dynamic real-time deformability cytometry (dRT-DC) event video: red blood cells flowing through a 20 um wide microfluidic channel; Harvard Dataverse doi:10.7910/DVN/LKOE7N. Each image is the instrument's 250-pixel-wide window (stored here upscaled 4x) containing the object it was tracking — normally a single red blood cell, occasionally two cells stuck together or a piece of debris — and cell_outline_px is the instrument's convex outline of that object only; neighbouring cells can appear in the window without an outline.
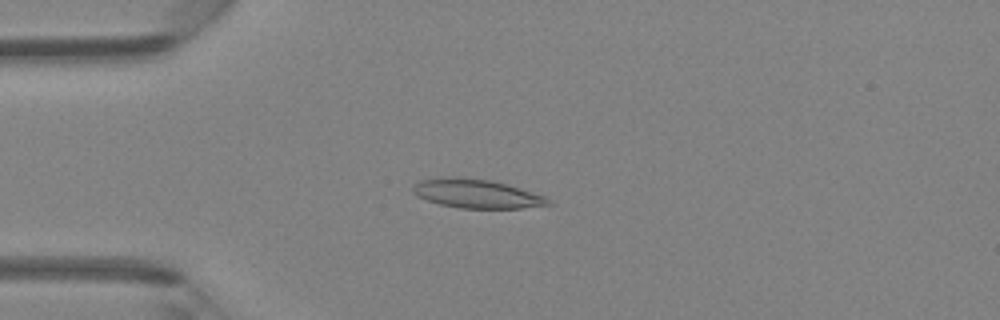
{"species": "Egyptian fruit bat (a non-hibernating species)", "species_latin": "Rousettus aegyptiacus", "temperature_condition": "room temperature", "stored_images_in_passage": 45, "camera_frame_rate_fps": 3000, "um_per_image_px": 0.085, "animal": {"sex": "female"}, "frame": {"image": 1, "passage_image": 11, "time_ms": 3.333, "image_size_px": [1000, 320], "cell_outline_px": [[552, 204], [520, 208], [460, 208], [440, 204], [416, 196], [412, 192], [412, 188], [420, 180], [440, 176], [464, 176], [492, 180], [508, 184], [544, 196]], "centroid_in_image_um": [40.45, 16.43], "position_along_channel_um": 44.5, "area_um2": 22.95}}
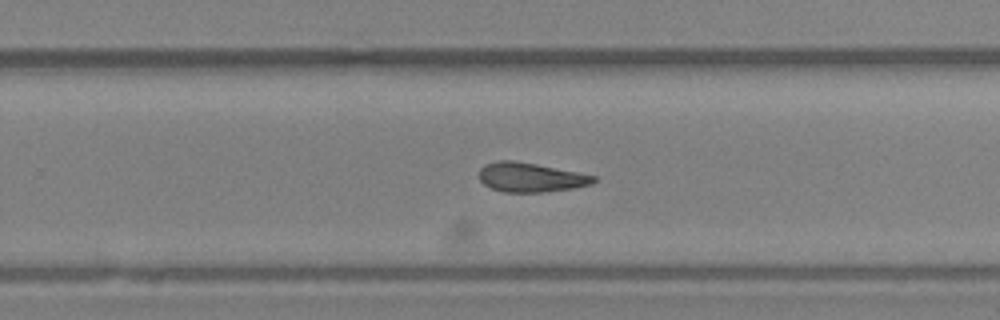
{"frame": {"image": 2, "passage_image": 29, "time_ms": 9.333, "image_size_px": [1000, 320], "cell_outline_px": [[596, 180], [592, 184], [572, 188], [544, 192], [504, 192], [492, 188], [484, 184], [480, 180], [480, 168], [484, 164], [496, 160], [512, 160], [536, 164], [596, 176]], "centroid_in_image_um": [45.07, 15.07], "position_along_channel_um": 284.7, "area_um2": 19.42}}
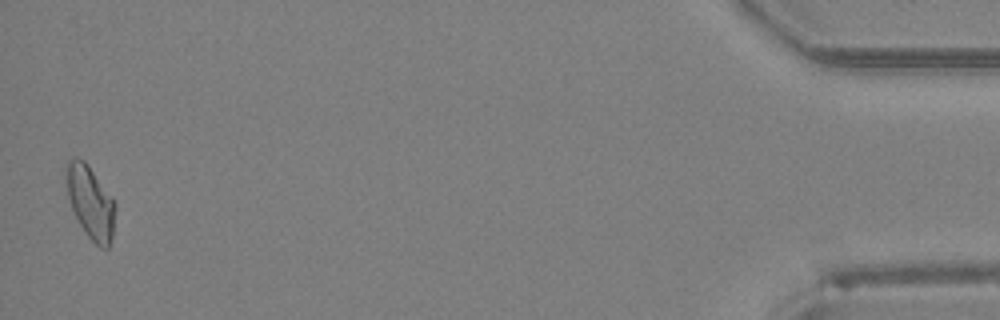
{"frame": {"image": 3, "passage_image": 45, "time_ms": 14.667, "image_size_px": [1000, 320], "cell_outline_px": [[116, 208], [112, 236], [108, 248], [100, 248], [88, 236], [80, 224], [72, 208], [68, 196], [68, 160], [72, 156], [76, 156], [84, 160], [88, 164], [112, 196], [116, 204]], "centroid_in_image_um": [7.73, 17.18], "position_along_channel_um": 427.5, "area_um2": 20.46}, "authors_computed_cell_mechanics": {"area_um2": 20.4034, "velocity_mm_per_s": 4.3616, "shape_relaxation_time_tau1_ms": 4.3575, "shape_relaxation_time_tau2_ms": 3.5829, "deformation_change_tau1": 0.14, "deformation_change_tau2": 0.1343}}